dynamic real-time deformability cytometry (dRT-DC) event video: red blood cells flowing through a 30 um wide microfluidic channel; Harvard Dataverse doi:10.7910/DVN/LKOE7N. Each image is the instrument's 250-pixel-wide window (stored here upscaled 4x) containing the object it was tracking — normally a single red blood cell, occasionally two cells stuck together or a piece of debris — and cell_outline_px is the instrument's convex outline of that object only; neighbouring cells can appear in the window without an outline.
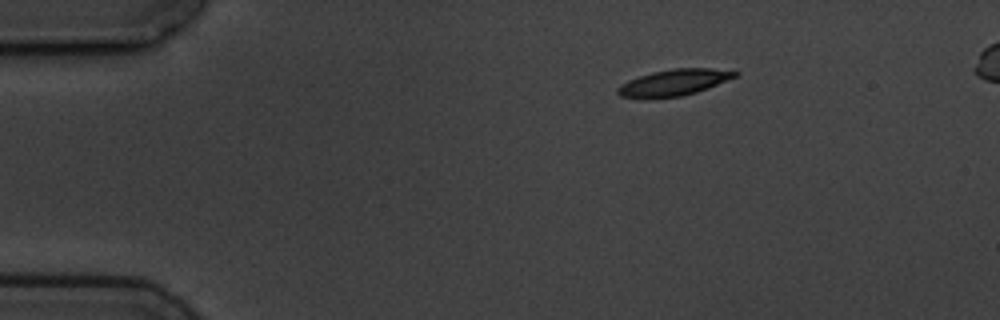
{"species": "common noctule bat (a hibernating species)", "species_latin": "Nyctalus noctula", "temperature_condition": "cold", "stored_images_in_passage": 4, "segment_of_instrument_passage": [1, 2], "camera_frame_rate_fps": 3000, "um_per_image_px": 0.085, "animal": {"sex": "male", "body_mass_g": 19.5, "forearm_length_mm": 54.6}, "frame": {"image": 1, "passage_image": 1, "time_ms": 0.0, "image_size_px": [1000, 320], "cell_outline_px": [[740, 72], [736, 76], [708, 88], [696, 92], [680, 96], [644, 100], [620, 96], [616, 92], [616, 88], [620, 84], [628, 80], [652, 72], [672, 68], [712, 68]], "centroid_in_image_um": [57.2, 7.03], "position_along_channel_um": 27.8, "area_um2": 18.26}}